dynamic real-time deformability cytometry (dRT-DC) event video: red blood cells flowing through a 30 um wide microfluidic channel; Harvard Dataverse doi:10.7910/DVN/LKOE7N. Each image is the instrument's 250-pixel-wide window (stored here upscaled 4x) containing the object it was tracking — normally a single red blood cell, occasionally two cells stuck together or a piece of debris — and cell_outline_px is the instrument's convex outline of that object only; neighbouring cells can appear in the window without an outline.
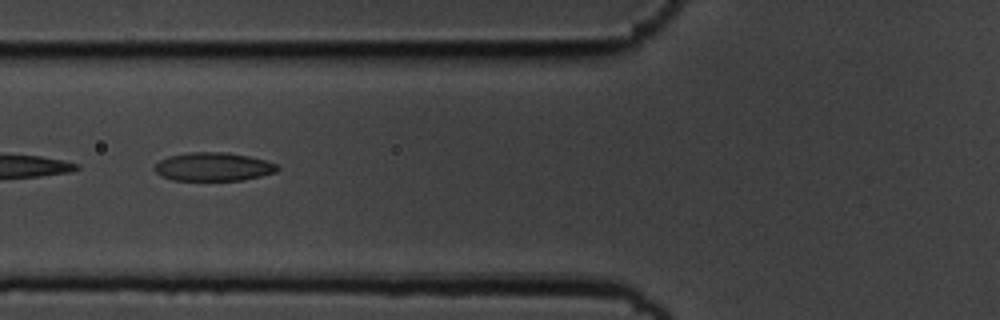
{"species": "common noctule bat (a hibernating species)", "species_latin": "Nyctalus noctula", "temperature_condition": "cold", "stored_images_in_passage": 6, "camera_frame_rate_fps": 3000, "um_per_image_px": 0.085, "animal": {"sex": "male", "body_mass_g": 19.5, "forearm_length_mm": 54.6}, "frame": {"image": 1, "passage_image": 6, "time_ms": 1.667, "image_size_px": [1000, 320], "cell_outline_px": [[280, 168], [276, 172], [244, 180], [172, 180], [160, 176], [152, 168], [160, 160], [168, 156], [188, 152], [224, 152], [248, 156], [264, 160], [276, 164]], "centroid_in_image_um": [18.1, 14.18], "position_along_channel_um": 107.7, "area_um2": 20.4}}